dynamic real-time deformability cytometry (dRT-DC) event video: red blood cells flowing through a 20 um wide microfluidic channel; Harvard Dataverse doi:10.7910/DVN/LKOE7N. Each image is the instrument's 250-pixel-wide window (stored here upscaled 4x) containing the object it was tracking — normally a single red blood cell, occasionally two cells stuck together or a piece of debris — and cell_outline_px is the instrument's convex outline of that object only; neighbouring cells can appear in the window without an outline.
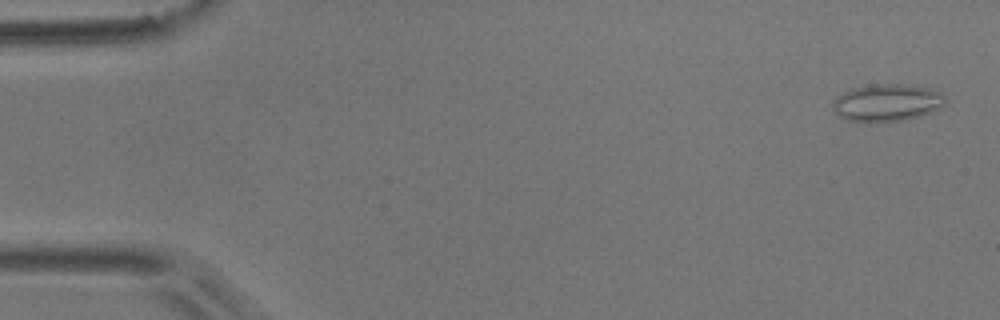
{"species": "common noctule bat (a hibernating species)", "species_latin": "Nyctalus noctula", "temperature_condition": "room temperature", "stored_images_in_passage": 53, "camera_frame_rate_fps": 3000, "um_per_image_px": 0.085, "animal": {"sex": "male", "body_mass_g": 17.9}, "frame": {"image": 1, "passage_image": 1, "time_ms": 0.0, "image_size_px": [1000, 320], "cell_outline_px": [[944, 104], [932, 112], [920, 116], [904, 120], [848, 120], [840, 116], [832, 108], [832, 100], [836, 96], [852, 88], [872, 84], [908, 84], [932, 88], [940, 92], [944, 96]], "centroid_in_image_um": [75.4, 8.69], "position_along_channel_um": 9.6, "area_um2": 24.16}}
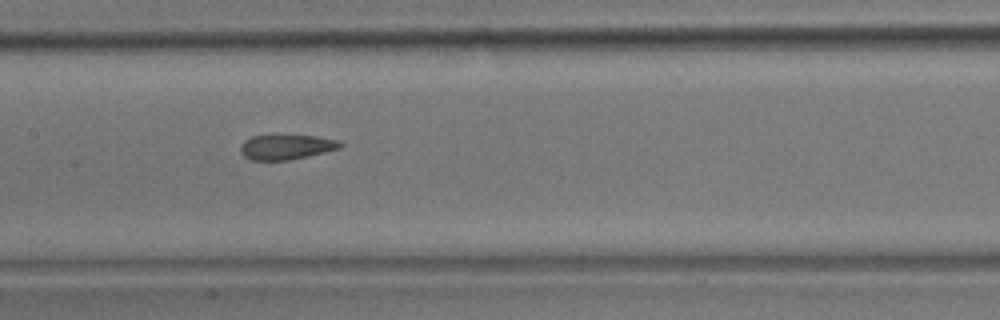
{"frame": {"image": 2, "passage_image": 25, "time_ms": 8.0, "image_size_px": [1000, 320], "cell_outline_px": [[344, 144], [340, 148], [308, 156], [288, 160], [252, 160], [244, 156], [240, 152], [240, 144], [244, 140], [252, 136], [276, 132], [316, 136], [336, 140]], "centroid_in_image_um": [24.28, 12.44], "position_along_channel_um": 183.1, "area_um2": 15.2}}
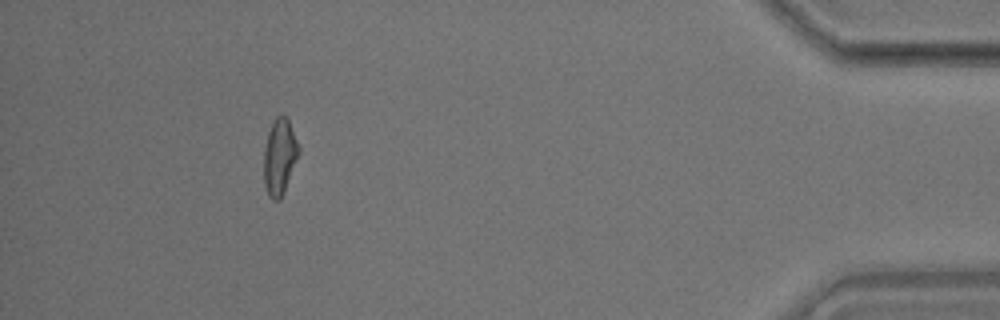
{"frame": {"image": 3, "passage_image": 48, "time_ms": 15.667, "image_size_px": [1000, 320], "cell_outline_px": [[300, 152], [284, 192], [280, 200], [272, 200], [268, 196], [264, 184], [264, 148], [268, 132], [276, 116], [284, 112], [288, 116], [300, 148]], "centroid_in_image_um": [23.78, 13.28], "position_along_channel_um": 411.4, "area_um2": 15.78}, "authors_computed_cell_mechanics": {"area_um2": 15.606, "velocity_mm_per_s": 3.7499, "shape_relaxation_time_tau1_ms": 7.3508, "shape_relaxation_time_tau2_ms": 1.6304, "deformation_change_tau1": 0.1501, "deformation_change_tau2": 0.0762}}